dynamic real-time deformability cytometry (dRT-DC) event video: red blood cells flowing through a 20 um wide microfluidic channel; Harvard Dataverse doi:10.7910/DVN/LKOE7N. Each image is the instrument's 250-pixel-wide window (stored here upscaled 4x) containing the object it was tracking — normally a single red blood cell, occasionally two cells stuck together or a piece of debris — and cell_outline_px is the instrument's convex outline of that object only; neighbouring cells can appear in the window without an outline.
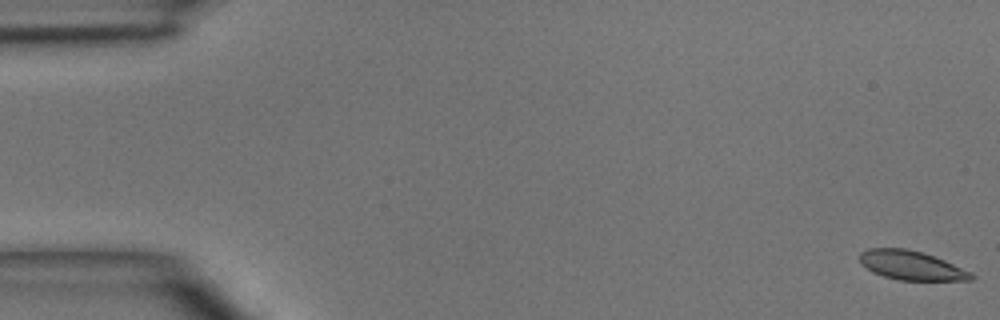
{"species": "common noctule bat (a hibernating species)", "species_latin": "Nyctalus noctula", "temperature_condition": "room temperature", "stored_images_in_passage": 4, "camera_frame_rate_fps": 3000, "um_per_image_px": 0.085, "animal": {"sex": "male", "body_mass_g": 15.6}, "frame": {"image": 1, "passage_image": 1, "time_ms": 0.0, "image_size_px": [1000, 320], "cell_outline_px": [[976, 276], [972, 280], [900, 280], [884, 276], [872, 272], [860, 264], [860, 252], [868, 248], [904, 248], [924, 252], [944, 260], [972, 272]], "centroid_in_image_um": [77.46, 22.55], "position_along_channel_um": 7.5, "area_um2": 19.02}}
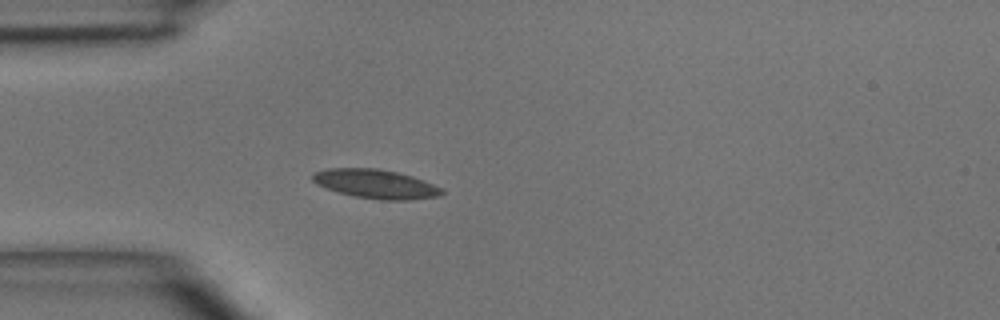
{"frame": {"image": 2, "passage_image": 4, "time_ms": 4.333, "image_size_px": [1000, 320], "cell_outline_px": [[444, 192], [440, 196], [408, 200], [380, 200], [356, 196], [340, 192], [316, 184], [312, 180], [312, 172], [328, 168], [376, 168], [396, 172], [412, 176], [432, 184], [440, 188]], "centroid_in_image_um": [31.91, 15.63], "position_along_channel_um": 53.1, "area_um2": 21.62}}